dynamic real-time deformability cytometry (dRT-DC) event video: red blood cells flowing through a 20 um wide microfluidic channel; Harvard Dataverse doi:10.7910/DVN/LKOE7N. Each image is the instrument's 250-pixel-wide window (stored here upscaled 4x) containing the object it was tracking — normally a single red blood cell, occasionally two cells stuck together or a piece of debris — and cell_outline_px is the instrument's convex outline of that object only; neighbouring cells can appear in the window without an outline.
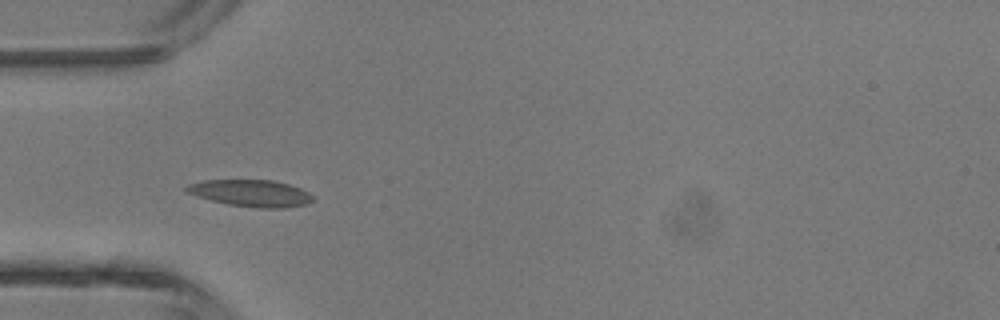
{"species": "common noctule bat (a hibernating species)", "species_latin": "Nyctalus noctula", "temperature_condition": "room temperature", "stored_images_in_passage": 3, "camera_frame_rate_fps": 3000, "um_per_image_px": 0.085, "animal": {"sex": "male", "body_mass_g": 13.3}, "frame": {"image": 1, "passage_image": 2, "time_ms": 1.333, "image_size_px": [1000, 320], "cell_outline_px": [[312, 200], [304, 204], [284, 208], [256, 208], [228, 204], [196, 196], [188, 192], [184, 188], [188, 184], [204, 180], [272, 180], [288, 184], [300, 188], [308, 192], [312, 196]], "centroid_in_image_um": [21.31, 16.41], "position_along_channel_um": 63.7, "area_um2": 19.54}}
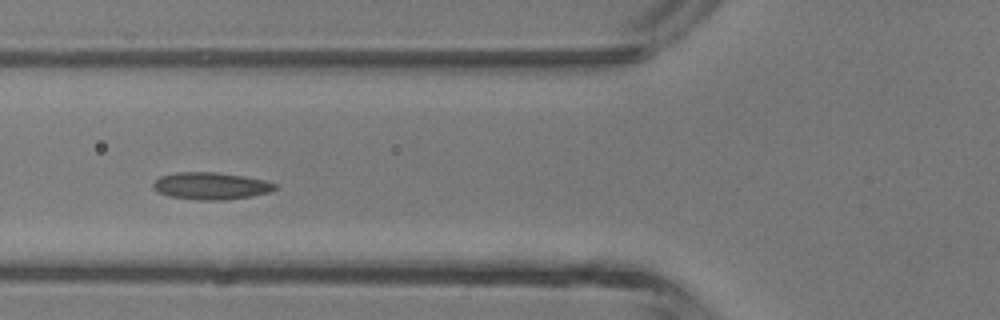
{"frame": {"image": 2, "passage_image": 3, "time_ms": 2.333, "image_size_px": [1000, 320], "cell_outline_px": [[276, 188], [268, 192], [252, 196], [224, 200], [196, 200], [168, 196], [156, 192], [152, 188], [152, 184], [160, 176], [176, 172], [216, 172], [244, 176], [264, 180], [276, 184]], "centroid_in_image_um": [17.87, 15.8], "position_along_channel_um": 107.9, "area_um2": 19.36}}